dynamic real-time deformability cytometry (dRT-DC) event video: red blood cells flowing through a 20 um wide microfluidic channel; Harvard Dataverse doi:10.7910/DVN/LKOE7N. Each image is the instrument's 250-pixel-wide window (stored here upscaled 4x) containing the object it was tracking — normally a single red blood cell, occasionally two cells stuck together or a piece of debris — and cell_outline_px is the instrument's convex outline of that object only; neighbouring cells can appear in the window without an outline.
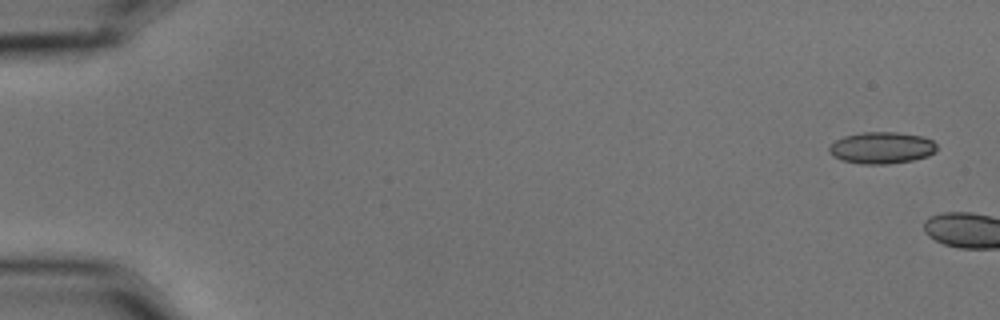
{"species": "common noctule bat (a hibernating species)", "species_latin": "Nyctalus noctula", "temperature_condition": "cold", "stored_images_in_passage": 2, "camera_frame_rate_fps": 3000, "um_per_image_px": 0.085, "animal": {"sex": "male", "body_mass_g": 15.6}, "frame": {"image": 1, "passage_image": 1, "time_ms": 0.0, "image_size_px": [1000, 320], "cell_outline_px": [[936, 152], [928, 156], [912, 160], [888, 164], [860, 164], [840, 160], [832, 156], [828, 152], [828, 148], [836, 140], [844, 136], [864, 132], [896, 132], [924, 136], [932, 140], [936, 144]], "centroid_in_image_um": [74.94, 12.57], "position_along_channel_um": 10.1, "area_um2": 20.06}}